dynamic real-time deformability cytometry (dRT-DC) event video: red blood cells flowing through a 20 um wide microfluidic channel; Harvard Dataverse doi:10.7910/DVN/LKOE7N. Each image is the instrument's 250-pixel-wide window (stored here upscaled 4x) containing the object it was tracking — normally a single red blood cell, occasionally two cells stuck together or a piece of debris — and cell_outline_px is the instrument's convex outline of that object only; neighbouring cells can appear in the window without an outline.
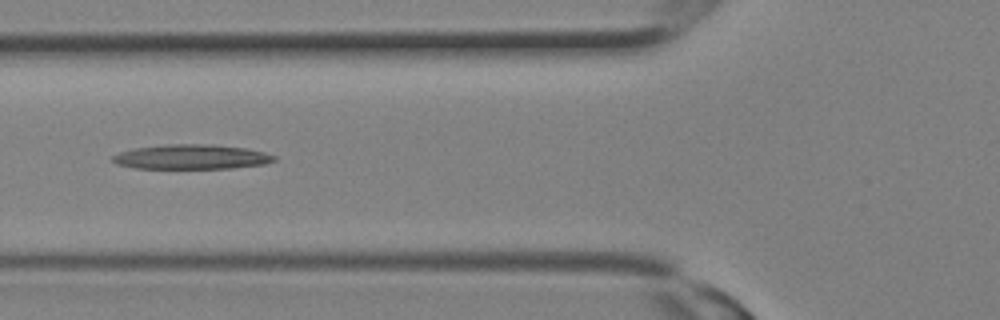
{"species": "Egyptian fruit bat (a non-hibernating species)", "species_latin": "Rousettus aegyptiacus", "temperature_condition": "room temperature", "stored_images_in_passage": 19, "camera_frame_rate_fps": 3000, "um_per_image_px": 0.085, "animal": {"sex": "female"}, "frame": {"image": 1, "passage_image": 4, "time_ms": 1.0, "image_size_px": [1000, 320], "cell_outline_px": [[276, 160], [264, 164], [232, 168], [136, 168], [116, 164], [112, 160], [112, 156], [120, 152], [136, 148], [168, 144], [212, 144], [248, 148], [264, 152], [276, 156]], "centroid_in_image_um": [16.3, 13.33], "position_along_channel_um": 109.5, "area_um2": 23.18}}
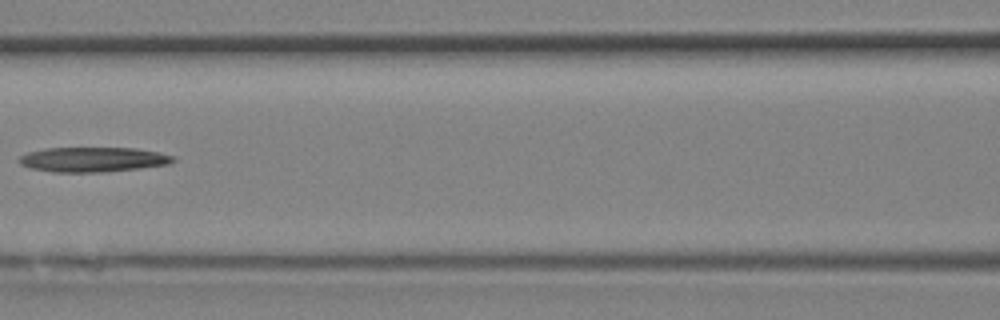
{"frame": {"image": 2, "passage_image": 6, "time_ms": 1.667, "image_size_px": [1000, 320], "cell_outline_px": [[176, 160], [168, 164], [140, 168], [104, 172], [52, 172], [32, 168], [20, 164], [16, 160], [20, 156], [28, 152], [44, 148], [136, 148], [160, 152], [172, 156]], "centroid_in_image_um": [7.88, 13.55], "position_along_channel_um": 158.7, "area_um2": 22.31}}
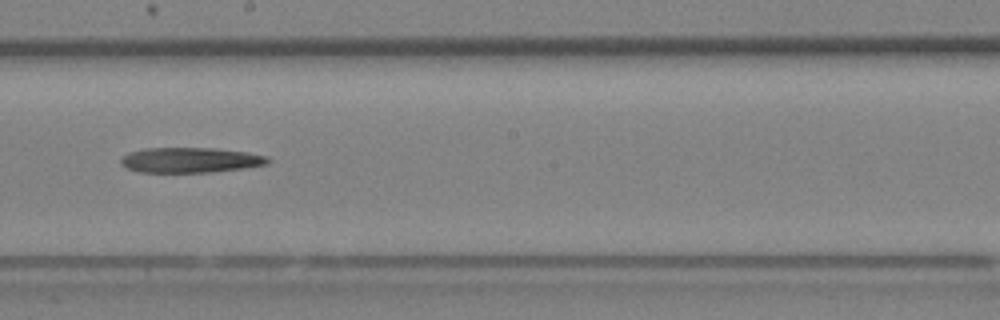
{"frame": {"image": 3, "passage_image": 9, "time_ms": 2.667, "image_size_px": [1000, 320], "cell_outline_px": [[272, 160], [268, 164], [244, 168], [208, 172], [140, 172], [128, 168], [120, 164], [120, 160], [128, 152], [148, 148], [212, 148], [248, 152], [268, 156]], "centroid_in_image_um": [16.21, 13.6], "position_along_channel_um": 232.0, "area_um2": 21.56}}